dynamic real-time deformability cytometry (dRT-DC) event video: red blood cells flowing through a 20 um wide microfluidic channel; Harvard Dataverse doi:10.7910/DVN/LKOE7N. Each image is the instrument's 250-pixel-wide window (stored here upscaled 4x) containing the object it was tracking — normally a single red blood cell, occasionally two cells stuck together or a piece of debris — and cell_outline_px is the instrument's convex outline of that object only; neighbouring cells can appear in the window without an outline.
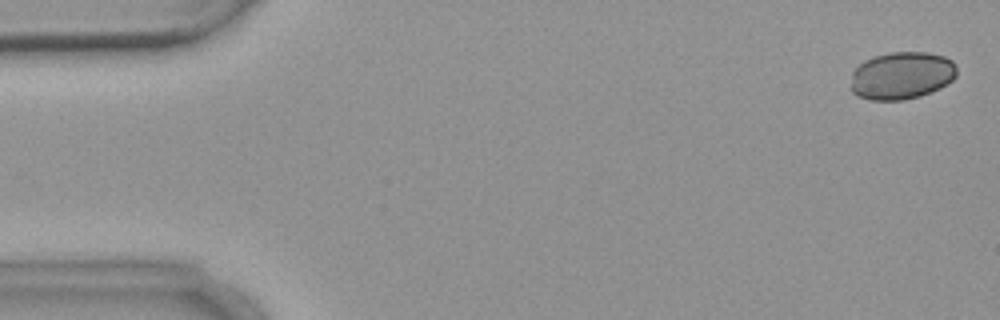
{"species": "common noctule bat (a hibernating species)", "species_latin": "Nyctalus noctula", "temperature_condition": "warm", "stored_images_in_passage": 4, "camera_frame_rate_fps": 3000, "um_per_image_px": 0.085, "animal": {"sex": "female", "body_mass_g": 18.4}, "frame": {"image": 1, "passage_image": 1, "time_ms": 0.0, "image_size_px": [1000, 320], "cell_outline_px": [[956, 76], [952, 80], [940, 88], [920, 96], [904, 100], [868, 100], [856, 96], [852, 92], [852, 72], [864, 60], [872, 56], [892, 52], [928, 52], [944, 56], [952, 60], [956, 64]], "centroid_in_image_um": [76.64, 6.42], "position_along_channel_um": 8.4, "area_um2": 29.59}}
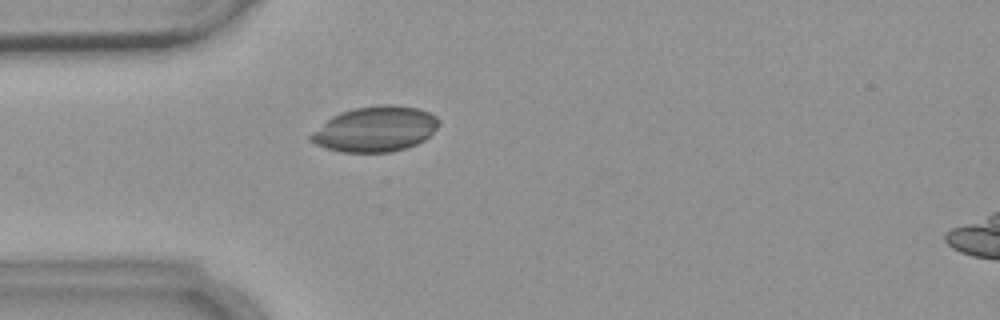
{"frame": {"image": 2, "passage_image": 4, "time_ms": 4.667, "image_size_px": [1000, 320], "cell_outline_px": [[440, 124], [424, 140], [408, 148], [392, 152], [340, 152], [324, 148], [308, 140], [308, 136], [312, 132], [332, 116], [340, 112], [352, 108], [380, 104], [392, 104], [420, 108], [436, 116], [440, 120]], "centroid_in_image_um": [31.89, 10.96], "position_along_channel_um": 53.1, "area_um2": 34.16}}